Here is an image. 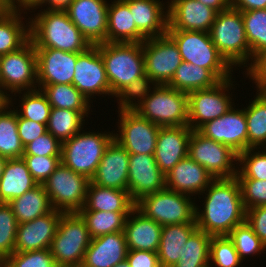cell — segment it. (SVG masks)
Here are the masks:
<instances>
[{"label":"cell","mask_w":266,"mask_h":267,"mask_svg":"<svg viewBox=\"0 0 266 267\" xmlns=\"http://www.w3.org/2000/svg\"><path fill=\"white\" fill-rule=\"evenodd\" d=\"M30 18V40L35 48L82 53L92 46L66 11L45 10Z\"/></svg>","instance_id":"cell-2"},{"label":"cell","mask_w":266,"mask_h":267,"mask_svg":"<svg viewBox=\"0 0 266 267\" xmlns=\"http://www.w3.org/2000/svg\"><path fill=\"white\" fill-rule=\"evenodd\" d=\"M165 176L166 188L188 196L201 195L214 180L203 166L189 156L179 161Z\"/></svg>","instance_id":"cell-25"},{"label":"cell","mask_w":266,"mask_h":267,"mask_svg":"<svg viewBox=\"0 0 266 267\" xmlns=\"http://www.w3.org/2000/svg\"><path fill=\"white\" fill-rule=\"evenodd\" d=\"M7 161L6 158L0 156V178L3 174V168H4V165H5V162Z\"/></svg>","instance_id":"cell-62"},{"label":"cell","mask_w":266,"mask_h":267,"mask_svg":"<svg viewBox=\"0 0 266 267\" xmlns=\"http://www.w3.org/2000/svg\"><path fill=\"white\" fill-rule=\"evenodd\" d=\"M192 133L189 126L160 127L155 161L159 169L166 175L179 161L188 156V142Z\"/></svg>","instance_id":"cell-24"},{"label":"cell","mask_w":266,"mask_h":267,"mask_svg":"<svg viewBox=\"0 0 266 267\" xmlns=\"http://www.w3.org/2000/svg\"><path fill=\"white\" fill-rule=\"evenodd\" d=\"M63 212H51L32 221L18 224L14 252H28L50 248Z\"/></svg>","instance_id":"cell-22"},{"label":"cell","mask_w":266,"mask_h":267,"mask_svg":"<svg viewBox=\"0 0 266 267\" xmlns=\"http://www.w3.org/2000/svg\"><path fill=\"white\" fill-rule=\"evenodd\" d=\"M246 38L253 57L266 49V9L241 11Z\"/></svg>","instance_id":"cell-42"},{"label":"cell","mask_w":266,"mask_h":267,"mask_svg":"<svg viewBox=\"0 0 266 267\" xmlns=\"http://www.w3.org/2000/svg\"><path fill=\"white\" fill-rule=\"evenodd\" d=\"M37 185L23 158L7 159L0 178V202L9 203Z\"/></svg>","instance_id":"cell-30"},{"label":"cell","mask_w":266,"mask_h":267,"mask_svg":"<svg viewBox=\"0 0 266 267\" xmlns=\"http://www.w3.org/2000/svg\"><path fill=\"white\" fill-rule=\"evenodd\" d=\"M17 223H25L41 217L53 210L43 184H38L20 197L9 202Z\"/></svg>","instance_id":"cell-33"},{"label":"cell","mask_w":266,"mask_h":267,"mask_svg":"<svg viewBox=\"0 0 266 267\" xmlns=\"http://www.w3.org/2000/svg\"><path fill=\"white\" fill-rule=\"evenodd\" d=\"M91 237L78 213H63L59 219L50 251L60 267H81Z\"/></svg>","instance_id":"cell-7"},{"label":"cell","mask_w":266,"mask_h":267,"mask_svg":"<svg viewBox=\"0 0 266 267\" xmlns=\"http://www.w3.org/2000/svg\"><path fill=\"white\" fill-rule=\"evenodd\" d=\"M88 112L51 108L47 131L63 143L83 129V121L85 115L88 117Z\"/></svg>","instance_id":"cell-38"},{"label":"cell","mask_w":266,"mask_h":267,"mask_svg":"<svg viewBox=\"0 0 266 267\" xmlns=\"http://www.w3.org/2000/svg\"><path fill=\"white\" fill-rule=\"evenodd\" d=\"M135 207L160 225L196 223L191 196L164 188L139 200Z\"/></svg>","instance_id":"cell-9"},{"label":"cell","mask_w":266,"mask_h":267,"mask_svg":"<svg viewBox=\"0 0 266 267\" xmlns=\"http://www.w3.org/2000/svg\"><path fill=\"white\" fill-rule=\"evenodd\" d=\"M129 153L115 139L106 148L91 182L95 185L128 190Z\"/></svg>","instance_id":"cell-23"},{"label":"cell","mask_w":266,"mask_h":267,"mask_svg":"<svg viewBox=\"0 0 266 267\" xmlns=\"http://www.w3.org/2000/svg\"><path fill=\"white\" fill-rule=\"evenodd\" d=\"M135 205L128 190L101 187L90 182L85 205L80 211L131 212Z\"/></svg>","instance_id":"cell-31"},{"label":"cell","mask_w":266,"mask_h":267,"mask_svg":"<svg viewBox=\"0 0 266 267\" xmlns=\"http://www.w3.org/2000/svg\"><path fill=\"white\" fill-rule=\"evenodd\" d=\"M11 104L10 97L9 103L0 110V156L6 159L22 158L24 153L18 135L17 112L14 108L7 110Z\"/></svg>","instance_id":"cell-36"},{"label":"cell","mask_w":266,"mask_h":267,"mask_svg":"<svg viewBox=\"0 0 266 267\" xmlns=\"http://www.w3.org/2000/svg\"><path fill=\"white\" fill-rule=\"evenodd\" d=\"M245 221L266 245V205L247 209Z\"/></svg>","instance_id":"cell-55"},{"label":"cell","mask_w":266,"mask_h":267,"mask_svg":"<svg viewBox=\"0 0 266 267\" xmlns=\"http://www.w3.org/2000/svg\"><path fill=\"white\" fill-rule=\"evenodd\" d=\"M188 156L203 166L214 179L232 178L237 174L233 163L238 161V154L229 146L207 138L197 130H192Z\"/></svg>","instance_id":"cell-12"},{"label":"cell","mask_w":266,"mask_h":267,"mask_svg":"<svg viewBox=\"0 0 266 267\" xmlns=\"http://www.w3.org/2000/svg\"><path fill=\"white\" fill-rule=\"evenodd\" d=\"M230 6L239 11L266 9V0H231Z\"/></svg>","instance_id":"cell-58"},{"label":"cell","mask_w":266,"mask_h":267,"mask_svg":"<svg viewBox=\"0 0 266 267\" xmlns=\"http://www.w3.org/2000/svg\"><path fill=\"white\" fill-rule=\"evenodd\" d=\"M233 242L239 258L243 261L245 256L261 254L266 249V245L253 232V229L245 221L244 223L235 226L227 235Z\"/></svg>","instance_id":"cell-44"},{"label":"cell","mask_w":266,"mask_h":267,"mask_svg":"<svg viewBox=\"0 0 266 267\" xmlns=\"http://www.w3.org/2000/svg\"><path fill=\"white\" fill-rule=\"evenodd\" d=\"M17 220L9 203L0 202V258L7 259L13 252Z\"/></svg>","instance_id":"cell-48"},{"label":"cell","mask_w":266,"mask_h":267,"mask_svg":"<svg viewBox=\"0 0 266 267\" xmlns=\"http://www.w3.org/2000/svg\"><path fill=\"white\" fill-rule=\"evenodd\" d=\"M126 260L130 267H162L157 252L145 250H128Z\"/></svg>","instance_id":"cell-56"},{"label":"cell","mask_w":266,"mask_h":267,"mask_svg":"<svg viewBox=\"0 0 266 267\" xmlns=\"http://www.w3.org/2000/svg\"><path fill=\"white\" fill-rule=\"evenodd\" d=\"M145 74L155 85H168L182 62L175 41L166 33L142 42Z\"/></svg>","instance_id":"cell-13"},{"label":"cell","mask_w":266,"mask_h":267,"mask_svg":"<svg viewBox=\"0 0 266 267\" xmlns=\"http://www.w3.org/2000/svg\"><path fill=\"white\" fill-rule=\"evenodd\" d=\"M5 11H6L5 0H0V13Z\"/></svg>","instance_id":"cell-64"},{"label":"cell","mask_w":266,"mask_h":267,"mask_svg":"<svg viewBox=\"0 0 266 267\" xmlns=\"http://www.w3.org/2000/svg\"><path fill=\"white\" fill-rule=\"evenodd\" d=\"M219 82L209 69L182 61L168 85L178 91L189 93L214 87Z\"/></svg>","instance_id":"cell-35"},{"label":"cell","mask_w":266,"mask_h":267,"mask_svg":"<svg viewBox=\"0 0 266 267\" xmlns=\"http://www.w3.org/2000/svg\"><path fill=\"white\" fill-rule=\"evenodd\" d=\"M91 180L72 171L62 162L44 182L53 209L63 213H78L85 205Z\"/></svg>","instance_id":"cell-10"},{"label":"cell","mask_w":266,"mask_h":267,"mask_svg":"<svg viewBox=\"0 0 266 267\" xmlns=\"http://www.w3.org/2000/svg\"><path fill=\"white\" fill-rule=\"evenodd\" d=\"M231 79L222 80L211 88L188 93V126L192 130L222 116L233 107L232 98L225 93L233 86Z\"/></svg>","instance_id":"cell-14"},{"label":"cell","mask_w":266,"mask_h":267,"mask_svg":"<svg viewBox=\"0 0 266 267\" xmlns=\"http://www.w3.org/2000/svg\"><path fill=\"white\" fill-rule=\"evenodd\" d=\"M176 43L182 61L209 69L220 81L232 78L233 69L220 55L209 32L167 29Z\"/></svg>","instance_id":"cell-5"},{"label":"cell","mask_w":266,"mask_h":267,"mask_svg":"<svg viewBox=\"0 0 266 267\" xmlns=\"http://www.w3.org/2000/svg\"><path fill=\"white\" fill-rule=\"evenodd\" d=\"M217 12L224 11L231 5V0H197Z\"/></svg>","instance_id":"cell-59"},{"label":"cell","mask_w":266,"mask_h":267,"mask_svg":"<svg viewBox=\"0 0 266 267\" xmlns=\"http://www.w3.org/2000/svg\"><path fill=\"white\" fill-rule=\"evenodd\" d=\"M21 14L22 11L0 13V56L19 50L30 40V22L22 23Z\"/></svg>","instance_id":"cell-34"},{"label":"cell","mask_w":266,"mask_h":267,"mask_svg":"<svg viewBox=\"0 0 266 267\" xmlns=\"http://www.w3.org/2000/svg\"><path fill=\"white\" fill-rule=\"evenodd\" d=\"M146 38L138 31L129 6L114 0L107 11V42L142 43Z\"/></svg>","instance_id":"cell-29"},{"label":"cell","mask_w":266,"mask_h":267,"mask_svg":"<svg viewBox=\"0 0 266 267\" xmlns=\"http://www.w3.org/2000/svg\"><path fill=\"white\" fill-rule=\"evenodd\" d=\"M127 251L123 231L91 238L81 267H114L126 260Z\"/></svg>","instance_id":"cell-26"},{"label":"cell","mask_w":266,"mask_h":267,"mask_svg":"<svg viewBox=\"0 0 266 267\" xmlns=\"http://www.w3.org/2000/svg\"><path fill=\"white\" fill-rule=\"evenodd\" d=\"M106 0H73L65 10L91 45L107 42Z\"/></svg>","instance_id":"cell-16"},{"label":"cell","mask_w":266,"mask_h":267,"mask_svg":"<svg viewBox=\"0 0 266 267\" xmlns=\"http://www.w3.org/2000/svg\"><path fill=\"white\" fill-rule=\"evenodd\" d=\"M166 187V176L154 155L129 154L128 192L136 204L143 197Z\"/></svg>","instance_id":"cell-19"},{"label":"cell","mask_w":266,"mask_h":267,"mask_svg":"<svg viewBox=\"0 0 266 267\" xmlns=\"http://www.w3.org/2000/svg\"><path fill=\"white\" fill-rule=\"evenodd\" d=\"M149 83H152L153 86L155 85L151 81V79L145 74L139 79L133 80L130 84H127L125 87H123L115 95L116 98H119L117 99L119 100V111L135 110L150 94L151 89ZM135 99L138 100V103H136Z\"/></svg>","instance_id":"cell-46"},{"label":"cell","mask_w":266,"mask_h":267,"mask_svg":"<svg viewBox=\"0 0 266 267\" xmlns=\"http://www.w3.org/2000/svg\"><path fill=\"white\" fill-rule=\"evenodd\" d=\"M197 229V223L164 225L157 251L159 264L173 267L180 259L182 247Z\"/></svg>","instance_id":"cell-32"},{"label":"cell","mask_w":266,"mask_h":267,"mask_svg":"<svg viewBox=\"0 0 266 267\" xmlns=\"http://www.w3.org/2000/svg\"><path fill=\"white\" fill-rule=\"evenodd\" d=\"M17 125L18 135L23 146L34 141L36 138L47 132L46 124H41L38 122H33L30 119L22 118L18 113Z\"/></svg>","instance_id":"cell-54"},{"label":"cell","mask_w":266,"mask_h":267,"mask_svg":"<svg viewBox=\"0 0 266 267\" xmlns=\"http://www.w3.org/2000/svg\"><path fill=\"white\" fill-rule=\"evenodd\" d=\"M38 85L72 84L74 67L80 53L53 48H35Z\"/></svg>","instance_id":"cell-20"},{"label":"cell","mask_w":266,"mask_h":267,"mask_svg":"<svg viewBox=\"0 0 266 267\" xmlns=\"http://www.w3.org/2000/svg\"><path fill=\"white\" fill-rule=\"evenodd\" d=\"M62 143L48 131L24 146L23 156H61Z\"/></svg>","instance_id":"cell-52"},{"label":"cell","mask_w":266,"mask_h":267,"mask_svg":"<svg viewBox=\"0 0 266 267\" xmlns=\"http://www.w3.org/2000/svg\"><path fill=\"white\" fill-rule=\"evenodd\" d=\"M209 35L220 55L233 68L245 66L251 58L241 11L228 7L217 13Z\"/></svg>","instance_id":"cell-4"},{"label":"cell","mask_w":266,"mask_h":267,"mask_svg":"<svg viewBox=\"0 0 266 267\" xmlns=\"http://www.w3.org/2000/svg\"><path fill=\"white\" fill-rule=\"evenodd\" d=\"M248 65L247 77L254 80L257 91H266V49L257 53Z\"/></svg>","instance_id":"cell-53"},{"label":"cell","mask_w":266,"mask_h":267,"mask_svg":"<svg viewBox=\"0 0 266 267\" xmlns=\"http://www.w3.org/2000/svg\"><path fill=\"white\" fill-rule=\"evenodd\" d=\"M151 89L134 111L160 127L188 126V93L161 84Z\"/></svg>","instance_id":"cell-6"},{"label":"cell","mask_w":266,"mask_h":267,"mask_svg":"<svg viewBox=\"0 0 266 267\" xmlns=\"http://www.w3.org/2000/svg\"><path fill=\"white\" fill-rule=\"evenodd\" d=\"M20 101L21 111L16 109V112L22 118L47 125L52 107L49 104L47 96L40 88L32 91H25Z\"/></svg>","instance_id":"cell-43"},{"label":"cell","mask_w":266,"mask_h":267,"mask_svg":"<svg viewBox=\"0 0 266 267\" xmlns=\"http://www.w3.org/2000/svg\"><path fill=\"white\" fill-rule=\"evenodd\" d=\"M132 13L138 31L146 38L166 34L168 27V10L160 0H123Z\"/></svg>","instance_id":"cell-28"},{"label":"cell","mask_w":266,"mask_h":267,"mask_svg":"<svg viewBox=\"0 0 266 267\" xmlns=\"http://www.w3.org/2000/svg\"><path fill=\"white\" fill-rule=\"evenodd\" d=\"M91 238L124 231L126 217L130 212L79 211Z\"/></svg>","instance_id":"cell-40"},{"label":"cell","mask_w":266,"mask_h":267,"mask_svg":"<svg viewBox=\"0 0 266 267\" xmlns=\"http://www.w3.org/2000/svg\"><path fill=\"white\" fill-rule=\"evenodd\" d=\"M0 267H5V259L0 258Z\"/></svg>","instance_id":"cell-65"},{"label":"cell","mask_w":266,"mask_h":267,"mask_svg":"<svg viewBox=\"0 0 266 267\" xmlns=\"http://www.w3.org/2000/svg\"><path fill=\"white\" fill-rule=\"evenodd\" d=\"M9 103V98L0 89V110Z\"/></svg>","instance_id":"cell-61"},{"label":"cell","mask_w":266,"mask_h":267,"mask_svg":"<svg viewBox=\"0 0 266 267\" xmlns=\"http://www.w3.org/2000/svg\"><path fill=\"white\" fill-rule=\"evenodd\" d=\"M254 151V148H249L238 154V162L235 164L240 162L239 166L242 165V167L237 170V179L266 180V148L263 151Z\"/></svg>","instance_id":"cell-45"},{"label":"cell","mask_w":266,"mask_h":267,"mask_svg":"<svg viewBox=\"0 0 266 267\" xmlns=\"http://www.w3.org/2000/svg\"><path fill=\"white\" fill-rule=\"evenodd\" d=\"M255 99L244 109L248 131V149L266 148V91H257ZM261 146V147H259Z\"/></svg>","instance_id":"cell-37"},{"label":"cell","mask_w":266,"mask_h":267,"mask_svg":"<svg viewBox=\"0 0 266 267\" xmlns=\"http://www.w3.org/2000/svg\"><path fill=\"white\" fill-rule=\"evenodd\" d=\"M209 265L216 267H238L242 260L239 258L233 242L228 236H212L210 242Z\"/></svg>","instance_id":"cell-47"},{"label":"cell","mask_w":266,"mask_h":267,"mask_svg":"<svg viewBox=\"0 0 266 267\" xmlns=\"http://www.w3.org/2000/svg\"><path fill=\"white\" fill-rule=\"evenodd\" d=\"M72 84L89 102L94 94L111 95L109 81L98 50V44L90 46L86 51L78 55Z\"/></svg>","instance_id":"cell-17"},{"label":"cell","mask_w":266,"mask_h":267,"mask_svg":"<svg viewBox=\"0 0 266 267\" xmlns=\"http://www.w3.org/2000/svg\"><path fill=\"white\" fill-rule=\"evenodd\" d=\"M111 95L115 96L133 80L145 75L142 43H100Z\"/></svg>","instance_id":"cell-3"},{"label":"cell","mask_w":266,"mask_h":267,"mask_svg":"<svg viewBox=\"0 0 266 267\" xmlns=\"http://www.w3.org/2000/svg\"><path fill=\"white\" fill-rule=\"evenodd\" d=\"M22 158L38 184H44L61 163V156H22Z\"/></svg>","instance_id":"cell-50"},{"label":"cell","mask_w":266,"mask_h":267,"mask_svg":"<svg viewBox=\"0 0 266 267\" xmlns=\"http://www.w3.org/2000/svg\"><path fill=\"white\" fill-rule=\"evenodd\" d=\"M168 4V27L209 32L217 11L197 0H171Z\"/></svg>","instance_id":"cell-21"},{"label":"cell","mask_w":266,"mask_h":267,"mask_svg":"<svg viewBox=\"0 0 266 267\" xmlns=\"http://www.w3.org/2000/svg\"><path fill=\"white\" fill-rule=\"evenodd\" d=\"M120 112V113H119ZM119 134L114 139L129 154L154 155L160 126L140 116L136 111H118Z\"/></svg>","instance_id":"cell-15"},{"label":"cell","mask_w":266,"mask_h":267,"mask_svg":"<svg viewBox=\"0 0 266 267\" xmlns=\"http://www.w3.org/2000/svg\"><path fill=\"white\" fill-rule=\"evenodd\" d=\"M47 96L52 108L74 111H90L87 98L73 84L37 85Z\"/></svg>","instance_id":"cell-39"},{"label":"cell","mask_w":266,"mask_h":267,"mask_svg":"<svg viewBox=\"0 0 266 267\" xmlns=\"http://www.w3.org/2000/svg\"><path fill=\"white\" fill-rule=\"evenodd\" d=\"M114 267H130V265H129L128 261L125 260L121 263L116 264Z\"/></svg>","instance_id":"cell-63"},{"label":"cell","mask_w":266,"mask_h":267,"mask_svg":"<svg viewBox=\"0 0 266 267\" xmlns=\"http://www.w3.org/2000/svg\"><path fill=\"white\" fill-rule=\"evenodd\" d=\"M36 49L29 40L19 50L0 56V89L9 98L7 90L21 93L37 89ZM5 89V90H3Z\"/></svg>","instance_id":"cell-11"},{"label":"cell","mask_w":266,"mask_h":267,"mask_svg":"<svg viewBox=\"0 0 266 267\" xmlns=\"http://www.w3.org/2000/svg\"><path fill=\"white\" fill-rule=\"evenodd\" d=\"M211 237L197 229L182 247L180 259L173 267H209Z\"/></svg>","instance_id":"cell-41"},{"label":"cell","mask_w":266,"mask_h":267,"mask_svg":"<svg viewBox=\"0 0 266 267\" xmlns=\"http://www.w3.org/2000/svg\"><path fill=\"white\" fill-rule=\"evenodd\" d=\"M115 133L82 132L62 143L61 162L72 171L88 177L94 176L97 166Z\"/></svg>","instance_id":"cell-8"},{"label":"cell","mask_w":266,"mask_h":267,"mask_svg":"<svg viewBox=\"0 0 266 267\" xmlns=\"http://www.w3.org/2000/svg\"><path fill=\"white\" fill-rule=\"evenodd\" d=\"M205 191L204 211L200 212L196 206L195 212L199 230L211 236H227L235 226L245 222L246 210L236 176L214 179Z\"/></svg>","instance_id":"cell-1"},{"label":"cell","mask_w":266,"mask_h":267,"mask_svg":"<svg viewBox=\"0 0 266 267\" xmlns=\"http://www.w3.org/2000/svg\"><path fill=\"white\" fill-rule=\"evenodd\" d=\"M73 0H43L42 4H48L46 10H61L65 11Z\"/></svg>","instance_id":"cell-60"},{"label":"cell","mask_w":266,"mask_h":267,"mask_svg":"<svg viewBox=\"0 0 266 267\" xmlns=\"http://www.w3.org/2000/svg\"><path fill=\"white\" fill-rule=\"evenodd\" d=\"M5 267H60L51 254L50 248L28 252H13L6 260Z\"/></svg>","instance_id":"cell-49"},{"label":"cell","mask_w":266,"mask_h":267,"mask_svg":"<svg viewBox=\"0 0 266 267\" xmlns=\"http://www.w3.org/2000/svg\"><path fill=\"white\" fill-rule=\"evenodd\" d=\"M197 131L203 136L229 146L237 154L248 149V131L245 112L232 107L222 116L207 121Z\"/></svg>","instance_id":"cell-18"},{"label":"cell","mask_w":266,"mask_h":267,"mask_svg":"<svg viewBox=\"0 0 266 267\" xmlns=\"http://www.w3.org/2000/svg\"><path fill=\"white\" fill-rule=\"evenodd\" d=\"M162 227V225L146 217L135 207L126 217L123 231L127 249L157 252Z\"/></svg>","instance_id":"cell-27"},{"label":"cell","mask_w":266,"mask_h":267,"mask_svg":"<svg viewBox=\"0 0 266 267\" xmlns=\"http://www.w3.org/2000/svg\"><path fill=\"white\" fill-rule=\"evenodd\" d=\"M43 0H5L6 11L23 12V10L36 9ZM20 7V8H19ZM36 7V8H35ZM24 8V9H23Z\"/></svg>","instance_id":"cell-57"},{"label":"cell","mask_w":266,"mask_h":267,"mask_svg":"<svg viewBox=\"0 0 266 267\" xmlns=\"http://www.w3.org/2000/svg\"><path fill=\"white\" fill-rule=\"evenodd\" d=\"M245 210L266 205V180L237 179Z\"/></svg>","instance_id":"cell-51"}]
</instances>
